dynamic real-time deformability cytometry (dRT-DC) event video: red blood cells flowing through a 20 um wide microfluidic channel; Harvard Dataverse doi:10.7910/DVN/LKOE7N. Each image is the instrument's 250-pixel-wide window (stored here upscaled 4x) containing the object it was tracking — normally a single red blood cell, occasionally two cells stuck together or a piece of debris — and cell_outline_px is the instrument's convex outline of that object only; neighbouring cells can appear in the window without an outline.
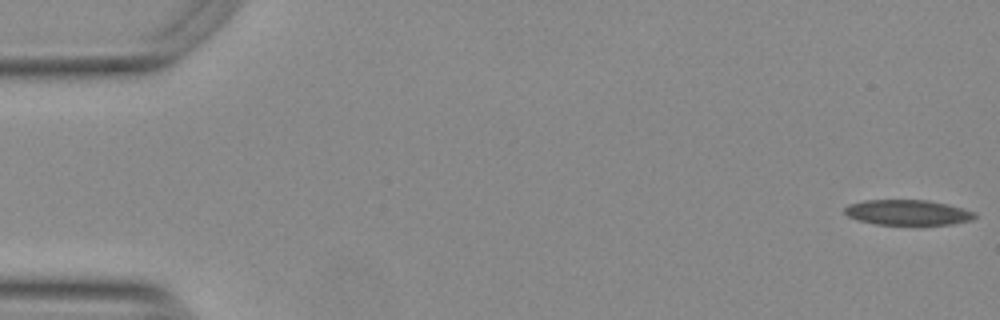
{"species": "Egyptian fruit bat (a non-hibernating species)", "species_latin": "Rousettus aegyptiacus", "temperature_condition": "warm", "stored_images_in_passage": 17, "camera_frame_rate_fps": 3000, "um_per_image_px": 0.085, "animal": {"sex": "female"}, "frame": {"image": 1, "passage_image": 1, "time_ms": 0.0, "image_size_px": [1000, 320], "cell_outline_px": [[976, 216], [972, 220], [952, 224], [920, 228], [876, 224], [860, 220], [848, 216], [844, 212], [844, 208], [848, 204], [864, 200], [928, 200], [948, 204], [976, 212]], "centroid_in_image_um": [77.2, 18.11], "position_along_channel_um": 7.8, "area_um2": 20.17}}
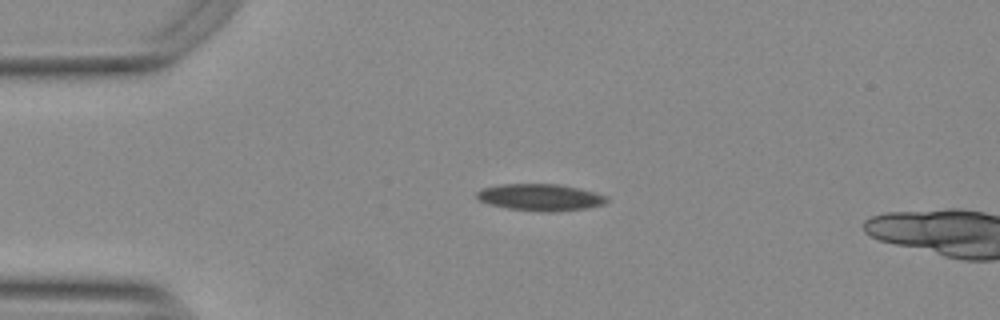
{"frame": {"image": 2, "passage_image": 13, "time_ms": 4.0, "image_size_px": [1000, 320], "cell_outline_px": [[608, 200], [604, 204], [584, 208], [556, 212], [540, 212], [508, 208], [488, 204], [480, 200], [476, 196], [476, 192], [480, 188], [500, 184], [560, 184], [580, 188], [608, 196]], "centroid_in_image_um": [45.91, 16.77], "position_along_channel_um": 39.1, "area_um2": 20.46}}